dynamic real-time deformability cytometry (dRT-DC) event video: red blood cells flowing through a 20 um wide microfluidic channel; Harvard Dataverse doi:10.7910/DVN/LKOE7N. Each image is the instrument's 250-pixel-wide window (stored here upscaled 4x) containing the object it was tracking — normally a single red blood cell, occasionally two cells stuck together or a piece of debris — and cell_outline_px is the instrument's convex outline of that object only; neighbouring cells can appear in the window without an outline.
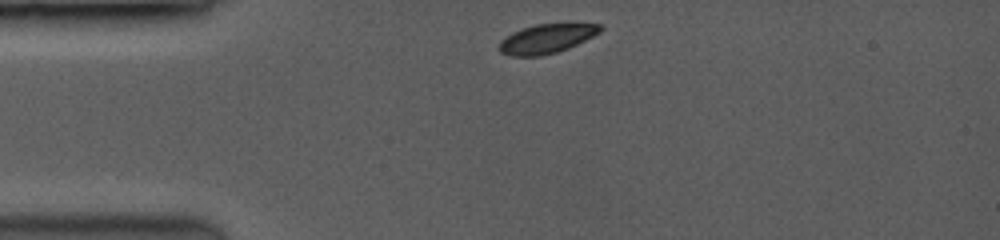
{"species": "common noctule bat (a hibernating species)", "species_latin": "Nyctalus noctula", "temperature_condition": "room temperature", "stored_images_in_passage": 21, "camera_frame_rate_fps": 3500, "um_per_image_px": 0.085, "animal": {"sex": "female", "body_mass_g": 19.0, "forearm_length_mm": 53.3}, "frame": {"image": 1, "passage_image": 1, "time_ms": 0.0, "image_size_px": [1000, 240], "cell_outline_px": [[604, 28], [600, 32], [568, 48], [556, 52], [540, 56], [512, 56], [500, 52], [500, 40], [512, 32], [536, 24], [600, 24]], "centroid_in_image_um": [46.44, 3.29], "position_along_channel_um": 38.6, "area_um2": 16.88}}
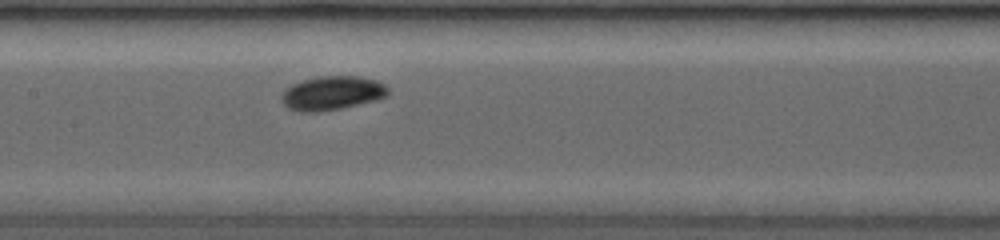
{"frame": {"image": 2, "passage_image": 11, "time_ms": 4.286, "image_size_px": [1000, 240], "cell_outline_px": [[388, 92], [384, 96], [372, 100], [340, 108], [312, 112], [308, 112], [292, 108], [284, 104], [284, 92], [292, 84], [304, 80], [320, 76], [360, 76], [376, 80], [384, 84], [388, 88]], "centroid_in_image_um": [28.27, 7.88], "position_along_channel_um": 179.1, "area_um2": 20.17}}
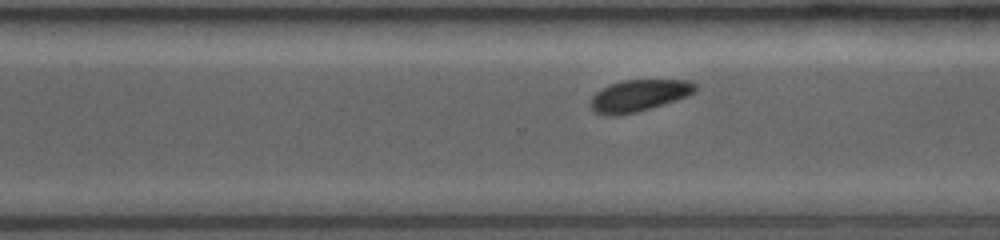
{"frame": {"image": 3, "passage_image": 20, "time_ms": 7.714, "image_size_px": [1000, 240], "cell_outline_px": [[696, 92], [676, 100], [636, 112], [612, 116], [608, 116], [596, 112], [588, 104], [592, 96], [596, 92], [612, 84], [624, 80], [688, 80], [696, 84]], "centroid_in_image_um": [54.3, 8.12], "position_along_channel_um": 316.3, "area_um2": 19.13}}